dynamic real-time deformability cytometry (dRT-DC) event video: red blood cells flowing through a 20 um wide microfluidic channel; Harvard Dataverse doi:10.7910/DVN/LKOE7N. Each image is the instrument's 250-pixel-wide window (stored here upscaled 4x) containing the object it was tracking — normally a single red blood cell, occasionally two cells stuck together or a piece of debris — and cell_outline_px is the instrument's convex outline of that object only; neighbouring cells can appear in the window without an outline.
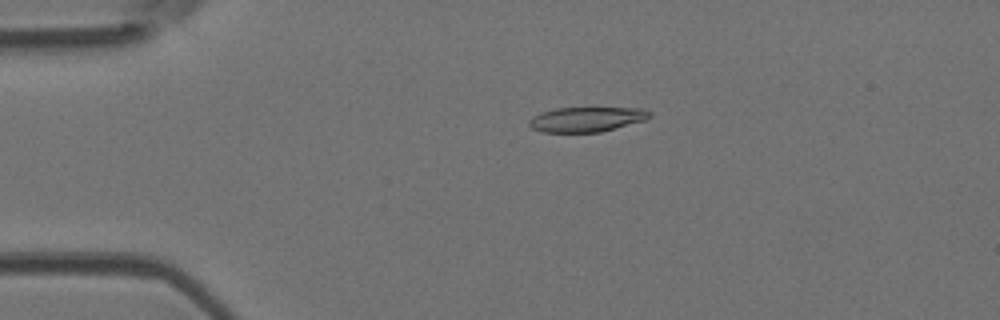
{"species": "Egyptian fruit bat (a non-hibernating species)", "species_latin": "Rousettus aegyptiacus", "temperature_condition": "room temperature", "stored_images_in_passage": 49, "camera_frame_rate_fps": 3000, "um_per_image_px": 0.085, "animal": {"sex": "female"}, "frame": {"image": 1, "passage_image": 11, "time_ms": 3.333, "image_size_px": [1000, 320], "cell_outline_px": [[652, 116], [644, 120], [600, 132], [544, 132], [532, 128], [528, 124], [528, 120], [532, 116], [540, 112], [556, 108], [644, 108], [652, 112]], "centroid_in_image_um": [49.85, 10.13], "position_along_channel_um": 35.2, "area_um2": 17.46}}
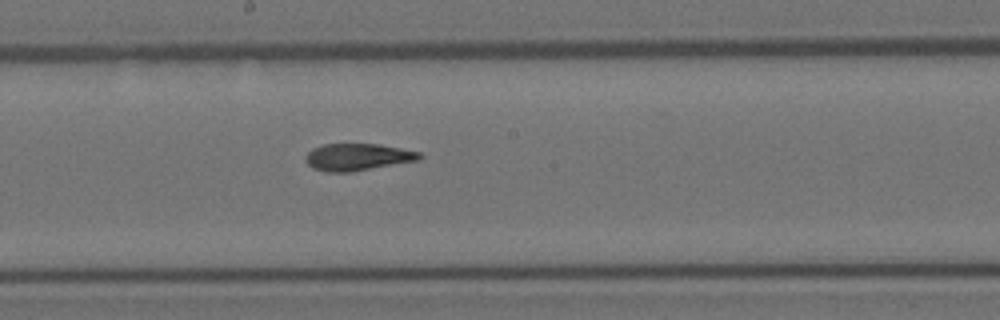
{"frame": {"image": 2, "passage_image": 27, "time_ms": 8.667, "image_size_px": [1000, 320], "cell_outline_px": [[424, 156], [420, 160], [348, 172], [328, 172], [312, 168], [304, 160], [304, 156], [312, 148], [324, 144], [380, 144], [420, 152]], "centroid_in_image_um": [30.38, 13.34], "position_along_channel_um": 217.8, "area_um2": 17.98}}
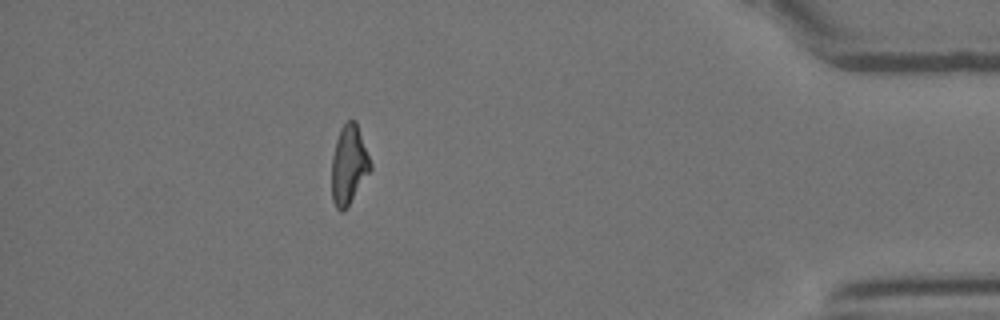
{"frame": {"image": 3, "passage_image": 44, "time_ms": 14.333, "image_size_px": [1000, 320], "cell_outline_px": [[372, 168], [344, 212], [340, 212], [336, 208], [332, 200], [332, 156], [336, 140], [340, 128], [348, 120], [356, 120], [372, 164]], "centroid_in_image_um": [29.65, 14.01], "position_along_channel_um": 405.6, "area_um2": 17.86}, "authors_computed_cell_mechanics": {"area_um2": 18.207, "velocity_mm_per_s": 4.1696, "shape_relaxation_time_tau1_ms": 9.5863, "shape_relaxation_time_tau2_ms": 2.4659, "deformation_change_tau1": 0.2652, "deformation_change_tau2": 0.1111}}